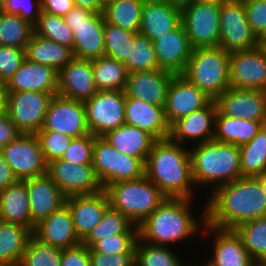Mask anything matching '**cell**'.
<instances>
[{
    "mask_svg": "<svg viewBox=\"0 0 266 266\" xmlns=\"http://www.w3.org/2000/svg\"><path fill=\"white\" fill-rule=\"evenodd\" d=\"M206 204L205 223L236 230L240 225L266 216V196L256 177H240L213 188Z\"/></svg>",
    "mask_w": 266,
    "mask_h": 266,
    "instance_id": "6da1fadb",
    "label": "cell"
},
{
    "mask_svg": "<svg viewBox=\"0 0 266 266\" xmlns=\"http://www.w3.org/2000/svg\"><path fill=\"white\" fill-rule=\"evenodd\" d=\"M170 138L155 140L145 163V176L170 198L191 199L190 150Z\"/></svg>",
    "mask_w": 266,
    "mask_h": 266,
    "instance_id": "7a4b0ae2",
    "label": "cell"
},
{
    "mask_svg": "<svg viewBox=\"0 0 266 266\" xmlns=\"http://www.w3.org/2000/svg\"><path fill=\"white\" fill-rule=\"evenodd\" d=\"M191 201L192 199L166 197L157 209L138 225L139 238L152 245L167 246L193 237L195 232L201 229L189 210Z\"/></svg>",
    "mask_w": 266,
    "mask_h": 266,
    "instance_id": "3957f363",
    "label": "cell"
},
{
    "mask_svg": "<svg viewBox=\"0 0 266 266\" xmlns=\"http://www.w3.org/2000/svg\"><path fill=\"white\" fill-rule=\"evenodd\" d=\"M192 177L195 184L218 187L242 177L240 146L215 140L198 143L190 151Z\"/></svg>",
    "mask_w": 266,
    "mask_h": 266,
    "instance_id": "277c9868",
    "label": "cell"
},
{
    "mask_svg": "<svg viewBox=\"0 0 266 266\" xmlns=\"http://www.w3.org/2000/svg\"><path fill=\"white\" fill-rule=\"evenodd\" d=\"M110 206L135 225L144 221L166 199L145 175L137 180L119 181L105 189Z\"/></svg>",
    "mask_w": 266,
    "mask_h": 266,
    "instance_id": "5b68a950",
    "label": "cell"
},
{
    "mask_svg": "<svg viewBox=\"0 0 266 266\" xmlns=\"http://www.w3.org/2000/svg\"><path fill=\"white\" fill-rule=\"evenodd\" d=\"M229 56L220 46L193 49L182 75L216 100L230 87Z\"/></svg>",
    "mask_w": 266,
    "mask_h": 266,
    "instance_id": "8992f818",
    "label": "cell"
},
{
    "mask_svg": "<svg viewBox=\"0 0 266 266\" xmlns=\"http://www.w3.org/2000/svg\"><path fill=\"white\" fill-rule=\"evenodd\" d=\"M92 164L104 190L113 183L145 175V164L140 159L123 154L103 137H95Z\"/></svg>",
    "mask_w": 266,
    "mask_h": 266,
    "instance_id": "52a82bcc",
    "label": "cell"
},
{
    "mask_svg": "<svg viewBox=\"0 0 266 266\" xmlns=\"http://www.w3.org/2000/svg\"><path fill=\"white\" fill-rule=\"evenodd\" d=\"M63 18L73 31L74 58L92 60L105 55V20L102 13L75 6Z\"/></svg>",
    "mask_w": 266,
    "mask_h": 266,
    "instance_id": "ba28073f",
    "label": "cell"
},
{
    "mask_svg": "<svg viewBox=\"0 0 266 266\" xmlns=\"http://www.w3.org/2000/svg\"><path fill=\"white\" fill-rule=\"evenodd\" d=\"M219 20V3L195 1L181 10V23L193 49L219 45Z\"/></svg>",
    "mask_w": 266,
    "mask_h": 266,
    "instance_id": "9c48e42d",
    "label": "cell"
},
{
    "mask_svg": "<svg viewBox=\"0 0 266 266\" xmlns=\"http://www.w3.org/2000/svg\"><path fill=\"white\" fill-rule=\"evenodd\" d=\"M126 94L124 90L98 91L84 101L89 132L102 137L125 124Z\"/></svg>",
    "mask_w": 266,
    "mask_h": 266,
    "instance_id": "30bf717a",
    "label": "cell"
},
{
    "mask_svg": "<svg viewBox=\"0 0 266 266\" xmlns=\"http://www.w3.org/2000/svg\"><path fill=\"white\" fill-rule=\"evenodd\" d=\"M57 93L7 92L6 114L24 134H37L43 127L49 103Z\"/></svg>",
    "mask_w": 266,
    "mask_h": 266,
    "instance_id": "8fae6325",
    "label": "cell"
},
{
    "mask_svg": "<svg viewBox=\"0 0 266 266\" xmlns=\"http://www.w3.org/2000/svg\"><path fill=\"white\" fill-rule=\"evenodd\" d=\"M0 151L18 180L42 176L48 172V163L36 134L21 133Z\"/></svg>",
    "mask_w": 266,
    "mask_h": 266,
    "instance_id": "7c38bea8",
    "label": "cell"
},
{
    "mask_svg": "<svg viewBox=\"0 0 266 266\" xmlns=\"http://www.w3.org/2000/svg\"><path fill=\"white\" fill-rule=\"evenodd\" d=\"M219 45L227 52L257 47L256 35L247 21L243 0H226L220 3Z\"/></svg>",
    "mask_w": 266,
    "mask_h": 266,
    "instance_id": "4fadbf2b",
    "label": "cell"
},
{
    "mask_svg": "<svg viewBox=\"0 0 266 266\" xmlns=\"http://www.w3.org/2000/svg\"><path fill=\"white\" fill-rule=\"evenodd\" d=\"M40 131L59 132L72 138L89 134L84 102L54 95Z\"/></svg>",
    "mask_w": 266,
    "mask_h": 266,
    "instance_id": "5bb4252c",
    "label": "cell"
},
{
    "mask_svg": "<svg viewBox=\"0 0 266 266\" xmlns=\"http://www.w3.org/2000/svg\"><path fill=\"white\" fill-rule=\"evenodd\" d=\"M231 88L266 91V51L255 47L230 52Z\"/></svg>",
    "mask_w": 266,
    "mask_h": 266,
    "instance_id": "9a60e30c",
    "label": "cell"
},
{
    "mask_svg": "<svg viewBox=\"0 0 266 266\" xmlns=\"http://www.w3.org/2000/svg\"><path fill=\"white\" fill-rule=\"evenodd\" d=\"M47 174L66 197L91 195L103 190L93 164H76L56 159L48 163Z\"/></svg>",
    "mask_w": 266,
    "mask_h": 266,
    "instance_id": "2e32d148",
    "label": "cell"
},
{
    "mask_svg": "<svg viewBox=\"0 0 266 266\" xmlns=\"http://www.w3.org/2000/svg\"><path fill=\"white\" fill-rule=\"evenodd\" d=\"M213 99L182 74H174L170 81L165 105L166 119L175 121L207 106Z\"/></svg>",
    "mask_w": 266,
    "mask_h": 266,
    "instance_id": "e0dca14e",
    "label": "cell"
},
{
    "mask_svg": "<svg viewBox=\"0 0 266 266\" xmlns=\"http://www.w3.org/2000/svg\"><path fill=\"white\" fill-rule=\"evenodd\" d=\"M215 101L223 115L266 125V91L229 87Z\"/></svg>",
    "mask_w": 266,
    "mask_h": 266,
    "instance_id": "ac0fdd59",
    "label": "cell"
},
{
    "mask_svg": "<svg viewBox=\"0 0 266 266\" xmlns=\"http://www.w3.org/2000/svg\"><path fill=\"white\" fill-rule=\"evenodd\" d=\"M31 215V231L66 203V196L48 174L26 179Z\"/></svg>",
    "mask_w": 266,
    "mask_h": 266,
    "instance_id": "d6986e66",
    "label": "cell"
},
{
    "mask_svg": "<svg viewBox=\"0 0 266 266\" xmlns=\"http://www.w3.org/2000/svg\"><path fill=\"white\" fill-rule=\"evenodd\" d=\"M32 235L40 242L62 250L82 243L75 231L71 211L66 204L35 225Z\"/></svg>",
    "mask_w": 266,
    "mask_h": 266,
    "instance_id": "ffe728a7",
    "label": "cell"
},
{
    "mask_svg": "<svg viewBox=\"0 0 266 266\" xmlns=\"http://www.w3.org/2000/svg\"><path fill=\"white\" fill-rule=\"evenodd\" d=\"M173 76L174 73L162 69L130 72L124 92L128 97L165 107Z\"/></svg>",
    "mask_w": 266,
    "mask_h": 266,
    "instance_id": "44dd1931",
    "label": "cell"
},
{
    "mask_svg": "<svg viewBox=\"0 0 266 266\" xmlns=\"http://www.w3.org/2000/svg\"><path fill=\"white\" fill-rule=\"evenodd\" d=\"M201 224L206 231L214 232L213 257L210 266H259L244 247L242 238L231 229H220L205 223V213Z\"/></svg>",
    "mask_w": 266,
    "mask_h": 266,
    "instance_id": "7402d4cb",
    "label": "cell"
},
{
    "mask_svg": "<svg viewBox=\"0 0 266 266\" xmlns=\"http://www.w3.org/2000/svg\"><path fill=\"white\" fill-rule=\"evenodd\" d=\"M153 43L159 68L182 74L193 50L183 24L160 36Z\"/></svg>",
    "mask_w": 266,
    "mask_h": 266,
    "instance_id": "603a6c76",
    "label": "cell"
},
{
    "mask_svg": "<svg viewBox=\"0 0 266 266\" xmlns=\"http://www.w3.org/2000/svg\"><path fill=\"white\" fill-rule=\"evenodd\" d=\"M97 92L91 60L73 58L58 72L60 96L84 102Z\"/></svg>",
    "mask_w": 266,
    "mask_h": 266,
    "instance_id": "cb8c5ba5",
    "label": "cell"
},
{
    "mask_svg": "<svg viewBox=\"0 0 266 266\" xmlns=\"http://www.w3.org/2000/svg\"><path fill=\"white\" fill-rule=\"evenodd\" d=\"M125 124L150 134L155 140L169 138L165 107L126 96Z\"/></svg>",
    "mask_w": 266,
    "mask_h": 266,
    "instance_id": "d4e9b609",
    "label": "cell"
},
{
    "mask_svg": "<svg viewBox=\"0 0 266 266\" xmlns=\"http://www.w3.org/2000/svg\"><path fill=\"white\" fill-rule=\"evenodd\" d=\"M65 204L71 211L75 231L81 240L101 222L110 206L104 189L96 194L66 197Z\"/></svg>",
    "mask_w": 266,
    "mask_h": 266,
    "instance_id": "484cf974",
    "label": "cell"
},
{
    "mask_svg": "<svg viewBox=\"0 0 266 266\" xmlns=\"http://www.w3.org/2000/svg\"><path fill=\"white\" fill-rule=\"evenodd\" d=\"M217 103L212 100L207 106L175 121L170 126L169 138L179 144L187 140H199L198 143L213 140ZM212 124V125H211ZM212 126V127H211Z\"/></svg>",
    "mask_w": 266,
    "mask_h": 266,
    "instance_id": "4316f807",
    "label": "cell"
},
{
    "mask_svg": "<svg viewBox=\"0 0 266 266\" xmlns=\"http://www.w3.org/2000/svg\"><path fill=\"white\" fill-rule=\"evenodd\" d=\"M6 89L7 92L57 93L58 72L51 66L25 59L21 67L6 82Z\"/></svg>",
    "mask_w": 266,
    "mask_h": 266,
    "instance_id": "83f0119b",
    "label": "cell"
},
{
    "mask_svg": "<svg viewBox=\"0 0 266 266\" xmlns=\"http://www.w3.org/2000/svg\"><path fill=\"white\" fill-rule=\"evenodd\" d=\"M181 24V10L163 0H145L140 31L152 42Z\"/></svg>",
    "mask_w": 266,
    "mask_h": 266,
    "instance_id": "f1b7e54d",
    "label": "cell"
},
{
    "mask_svg": "<svg viewBox=\"0 0 266 266\" xmlns=\"http://www.w3.org/2000/svg\"><path fill=\"white\" fill-rule=\"evenodd\" d=\"M0 216L2 222L24 225L31 230L26 180H17L0 191Z\"/></svg>",
    "mask_w": 266,
    "mask_h": 266,
    "instance_id": "f546056e",
    "label": "cell"
},
{
    "mask_svg": "<svg viewBox=\"0 0 266 266\" xmlns=\"http://www.w3.org/2000/svg\"><path fill=\"white\" fill-rule=\"evenodd\" d=\"M115 149L128 156L140 159L144 164L155 139L137 127L121 125L102 136Z\"/></svg>",
    "mask_w": 266,
    "mask_h": 266,
    "instance_id": "4dcf8cb0",
    "label": "cell"
},
{
    "mask_svg": "<svg viewBox=\"0 0 266 266\" xmlns=\"http://www.w3.org/2000/svg\"><path fill=\"white\" fill-rule=\"evenodd\" d=\"M74 58L69 46L45 39L33 33L26 48V59L30 62L53 67L59 72Z\"/></svg>",
    "mask_w": 266,
    "mask_h": 266,
    "instance_id": "1f68e13d",
    "label": "cell"
},
{
    "mask_svg": "<svg viewBox=\"0 0 266 266\" xmlns=\"http://www.w3.org/2000/svg\"><path fill=\"white\" fill-rule=\"evenodd\" d=\"M264 124L262 122L240 119L216 112L213 140L221 143L242 145L250 142Z\"/></svg>",
    "mask_w": 266,
    "mask_h": 266,
    "instance_id": "d6a6232c",
    "label": "cell"
},
{
    "mask_svg": "<svg viewBox=\"0 0 266 266\" xmlns=\"http://www.w3.org/2000/svg\"><path fill=\"white\" fill-rule=\"evenodd\" d=\"M32 231L16 223H0V266H18Z\"/></svg>",
    "mask_w": 266,
    "mask_h": 266,
    "instance_id": "836d02e7",
    "label": "cell"
},
{
    "mask_svg": "<svg viewBox=\"0 0 266 266\" xmlns=\"http://www.w3.org/2000/svg\"><path fill=\"white\" fill-rule=\"evenodd\" d=\"M145 0H107L103 5L105 22L139 33Z\"/></svg>",
    "mask_w": 266,
    "mask_h": 266,
    "instance_id": "e575fe53",
    "label": "cell"
},
{
    "mask_svg": "<svg viewBox=\"0 0 266 266\" xmlns=\"http://www.w3.org/2000/svg\"><path fill=\"white\" fill-rule=\"evenodd\" d=\"M91 63L97 91L125 90L129 71L123 62L104 55Z\"/></svg>",
    "mask_w": 266,
    "mask_h": 266,
    "instance_id": "d590c367",
    "label": "cell"
},
{
    "mask_svg": "<svg viewBox=\"0 0 266 266\" xmlns=\"http://www.w3.org/2000/svg\"><path fill=\"white\" fill-rule=\"evenodd\" d=\"M240 169L242 177H257L266 173V125L250 142L240 145Z\"/></svg>",
    "mask_w": 266,
    "mask_h": 266,
    "instance_id": "8d00e7d4",
    "label": "cell"
},
{
    "mask_svg": "<svg viewBox=\"0 0 266 266\" xmlns=\"http://www.w3.org/2000/svg\"><path fill=\"white\" fill-rule=\"evenodd\" d=\"M123 233H139V227L121 212L109 206L105 211L101 222L86 235L82 240V244L91 248L103 237Z\"/></svg>",
    "mask_w": 266,
    "mask_h": 266,
    "instance_id": "74e56055",
    "label": "cell"
},
{
    "mask_svg": "<svg viewBox=\"0 0 266 266\" xmlns=\"http://www.w3.org/2000/svg\"><path fill=\"white\" fill-rule=\"evenodd\" d=\"M34 33V25L19 15L9 14L0 9V45L27 48Z\"/></svg>",
    "mask_w": 266,
    "mask_h": 266,
    "instance_id": "f35d334b",
    "label": "cell"
},
{
    "mask_svg": "<svg viewBox=\"0 0 266 266\" xmlns=\"http://www.w3.org/2000/svg\"><path fill=\"white\" fill-rule=\"evenodd\" d=\"M235 231L258 265H266V216L240 225Z\"/></svg>",
    "mask_w": 266,
    "mask_h": 266,
    "instance_id": "ab89813d",
    "label": "cell"
},
{
    "mask_svg": "<svg viewBox=\"0 0 266 266\" xmlns=\"http://www.w3.org/2000/svg\"><path fill=\"white\" fill-rule=\"evenodd\" d=\"M130 72L160 69L154 43L141 33H137L130 45L129 56L124 63Z\"/></svg>",
    "mask_w": 266,
    "mask_h": 266,
    "instance_id": "60d3db41",
    "label": "cell"
},
{
    "mask_svg": "<svg viewBox=\"0 0 266 266\" xmlns=\"http://www.w3.org/2000/svg\"><path fill=\"white\" fill-rule=\"evenodd\" d=\"M34 33L73 50V31L61 16L41 12L38 22L34 25Z\"/></svg>",
    "mask_w": 266,
    "mask_h": 266,
    "instance_id": "b9f144b4",
    "label": "cell"
},
{
    "mask_svg": "<svg viewBox=\"0 0 266 266\" xmlns=\"http://www.w3.org/2000/svg\"><path fill=\"white\" fill-rule=\"evenodd\" d=\"M61 252L62 249L44 244L32 235L18 266H62Z\"/></svg>",
    "mask_w": 266,
    "mask_h": 266,
    "instance_id": "7bdbcfd3",
    "label": "cell"
},
{
    "mask_svg": "<svg viewBox=\"0 0 266 266\" xmlns=\"http://www.w3.org/2000/svg\"><path fill=\"white\" fill-rule=\"evenodd\" d=\"M136 266L184 265L178 256L166 246L146 244L139 238L136 244Z\"/></svg>",
    "mask_w": 266,
    "mask_h": 266,
    "instance_id": "ee69618b",
    "label": "cell"
},
{
    "mask_svg": "<svg viewBox=\"0 0 266 266\" xmlns=\"http://www.w3.org/2000/svg\"><path fill=\"white\" fill-rule=\"evenodd\" d=\"M136 34V32L124 30L105 22V55L125 63Z\"/></svg>",
    "mask_w": 266,
    "mask_h": 266,
    "instance_id": "f6af8a7d",
    "label": "cell"
},
{
    "mask_svg": "<svg viewBox=\"0 0 266 266\" xmlns=\"http://www.w3.org/2000/svg\"><path fill=\"white\" fill-rule=\"evenodd\" d=\"M139 239V233H123L103 237L97 241L91 249L95 253L105 255L136 254V244Z\"/></svg>",
    "mask_w": 266,
    "mask_h": 266,
    "instance_id": "bcb514c9",
    "label": "cell"
},
{
    "mask_svg": "<svg viewBox=\"0 0 266 266\" xmlns=\"http://www.w3.org/2000/svg\"><path fill=\"white\" fill-rule=\"evenodd\" d=\"M36 135L47 163L61 159L73 139L54 131H39Z\"/></svg>",
    "mask_w": 266,
    "mask_h": 266,
    "instance_id": "7dc6e473",
    "label": "cell"
},
{
    "mask_svg": "<svg viewBox=\"0 0 266 266\" xmlns=\"http://www.w3.org/2000/svg\"><path fill=\"white\" fill-rule=\"evenodd\" d=\"M94 140L91 133L73 138L61 159L76 164H92Z\"/></svg>",
    "mask_w": 266,
    "mask_h": 266,
    "instance_id": "c3c4849f",
    "label": "cell"
},
{
    "mask_svg": "<svg viewBox=\"0 0 266 266\" xmlns=\"http://www.w3.org/2000/svg\"><path fill=\"white\" fill-rule=\"evenodd\" d=\"M35 1V2H34ZM3 0L0 9L6 13L19 15L35 25L41 14V0ZM36 3V4H35Z\"/></svg>",
    "mask_w": 266,
    "mask_h": 266,
    "instance_id": "681fc988",
    "label": "cell"
},
{
    "mask_svg": "<svg viewBox=\"0 0 266 266\" xmlns=\"http://www.w3.org/2000/svg\"><path fill=\"white\" fill-rule=\"evenodd\" d=\"M26 59V50L0 45V80L6 83Z\"/></svg>",
    "mask_w": 266,
    "mask_h": 266,
    "instance_id": "f907efd6",
    "label": "cell"
},
{
    "mask_svg": "<svg viewBox=\"0 0 266 266\" xmlns=\"http://www.w3.org/2000/svg\"><path fill=\"white\" fill-rule=\"evenodd\" d=\"M247 21L257 35L266 26V0H243Z\"/></svg>",
    "mask_w": 266,
    "mask_h": 266,
    "instance_id": "816d5d0a",
    "label": "cell"
},
{
    "mask_svg": "<svg viewBox=\"0 0 266 266\" xmlns=\"http://www.w3.org/2000/svg\"><path fill=\"white\" fill-rule=\"evenodd\" d=\"M91 266H136V254L105 255L90 248Z\"/></svg>",
    "mask_w": 266,
    "mask_h": 266,
    "instance_id": "f5cc1de1",
    "label": "cell"
},
{
    "mask_svg": "<svg viewBox=\"0 0 266 266\" xmlns=\"http://www.w3.org/2000/svg\"><path fill=\"white\" fill-rule=\"evenodd\" d=\"M61 264L62 266H91L90 248L81 243L73 248L63 249Z\"/></svg>",
    "mask_w": 266,
    "mask_h": 266,
    "instance_id": "db71d44e",
    "label": "cell"
},
{
    "mask_svg": "<svg viewBox=\"0 0 266 266\" xmlns=\"http://www.w3.org/2000/svg\"><path fill=\"white\" fill-rule=\"evenodd\" d=\"M21 132L11 121L5 111L0 112V150L15 140Z\"/></svg>",
    "mask_w": 266,
    "mask_h": 266,
    "instance_id": "11a10c76",
    "label": "cell"
},
{
    "mask_svg": "<svg viewBox=\"0 0 266 266\" xmlns=\"http://www.w3.org/2000/svg\"><path fill=\"white\" fill-rule=\"evenodd\" d=\"M75 7L73 0H41V11L64 17Z\"/></svg>",
    "mask_w": 266,
    "mask_h": 266,
    "instance_id": "9f6ffc18",
    "label": "cell"
},
{
    "mask_svg": "<svg viewBox=\"0 0 266 266\" xmlns=\"http://www.w3.org/2000/svg\"><path fill=\"white\" fill-rule=\"evenodd\" d=\"M18 179L0 151V191L15 183Z\"/></svg>",
    "mask_w": 266,
    "mask_h": 266,
    "instance_id": "6f0895ef",
    "label": "cell"
},
{
    "mask_svg": "<svg viewBox=\"0 0 266 266\" xmlns=\"http://www.w3.org/2000/svg\"><path fill=\"white\" fill-rule=\"evenodd\" d=\"M75 6L86 8L94 13H103L104 3L101 0H73Z\"/></svg>",
    "mask_w": 266,
    "mask_h": 266,
    "instance_id": "680465c9",
    "label": "cell"
},
{
    "mask_svg": "<svg viewBox=\"0 0 266 266\" xmlns=\"http://www.w3.org/2000/svg\"><path fill=\"white\" fill-rule=\"evenodd\" d=\"M6 102H7L6 83L0 80V112L6 110Z\"/></svg>",
    "mask_w": 266,
    "mask_h": 266,
    "instance_id": "91938a15",
    "label": "cell"
},
{
    "mask_svg": "<svg viewBox=\"0 0 266 266\" xmlns=\"http://www.w3.org/2000/svg\"><path fill=\"white\" fill-rule=\"evenodd\" d=\"M257 47L266 50V26L256 35Z\"/></svg>",
    "mask_w": 266,
    "mask_h": 266,
    "instance_id": "94428289",
    "label": "cell"
},
{
    "mask_svg": "<svg viewBox=\"0 0 266 266\" xmlns=\"http://www.w3.org/2000/svg\"><path fill=\"white\" fill-rule=\"evenodd\" d=\"M163 1H166L171 5H173L174 7H177L178 9L182 10L184 7L189 6L190 4H192L197 0H163Z\"/></svg>",
    "mask_w": 266,
    "mask_h": 266,
    "instance_id": "6125c7cd",
    "label": "cell"
},
{
    "mask_svg": "<svg viewBox=\"0 0 266 266\" xmlns=\"http://www.w3.org/2000/svg\"><path fill=\"white\" fill-rule=\"evenodd\" d=\"M256 178L260 181L262 192L266 196V173L257 176Z\"/></svg>",
    "mask_w": 266,
    "mask_h": 266,
    "instance_id": "be15d7a7",
    "label": "cell"
},
{
    "mask_svg": "<svg viewBox=\"0 0 266 266\" xmlns=\"http://www.w3.org/2000/svg\"><path fill=\"white\" fill-rule=\"evenodd\" d=\"M197 1H200V2H215V3H222L226 0H197Z\"/></svg>",
    "mask_w": 266,
    "mask_h": 266,
    "instance_id": "e7e4bbea",
    "label": "cell"
}]
</instances>
